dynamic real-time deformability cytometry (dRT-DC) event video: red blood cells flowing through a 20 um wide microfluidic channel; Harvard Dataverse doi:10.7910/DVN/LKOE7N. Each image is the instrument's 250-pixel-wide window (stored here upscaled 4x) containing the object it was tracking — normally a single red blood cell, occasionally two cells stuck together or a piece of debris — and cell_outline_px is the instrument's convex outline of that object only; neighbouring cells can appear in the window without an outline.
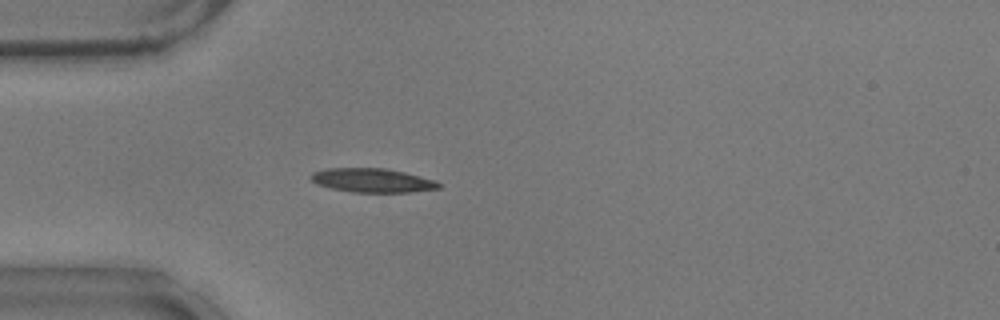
{"species": "common noctule bat (a hibernating species)", "species_latin": "Nyctalus noctula", "temperature_condition": "warm", "stored_images_in_passage": 39, "camera_frame_rate_fps": 3000, "um_per_image_px": 0.085, "animal": {"sex": "male", "body_mass_g": 17.9}, "frame": {"image": 1, "passage_image": 1, "time_ms": 0.0, "image_size_px": [1000, 320], "cell_outline_px": [[440, 188], [408, 192], [352, 192], [332, 188], [316, 184], [308, 176], [312, 172], [328, 168], [388, 168], [436, 180], [440, 184]], "centroid_in_image_um": [31.63, 15.32], "position_along_channel_um": 53.4, "area_um2": 17.86}}
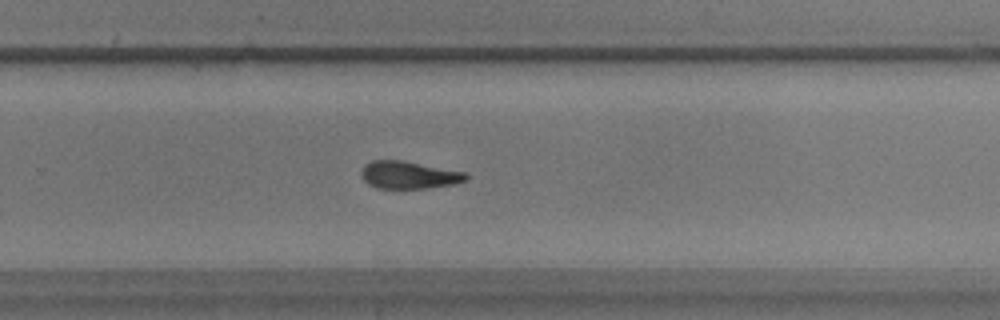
{"frame": {"image": 2, "passage_image": 21, "time_ms": 6.667, "image_size_px": [1000, 320], "cell_outline_px": [[468, 180], [452, 184], [424, 188], [376, 188], [368, 184], [360, 176], [360, 172], [364, 164], [372, 160], [400, 160], [468, 172]], "centroid_in_image_um": [34.73, 14.86], "position_along_channel_um": 295.1, "area_um2": 16.88}}
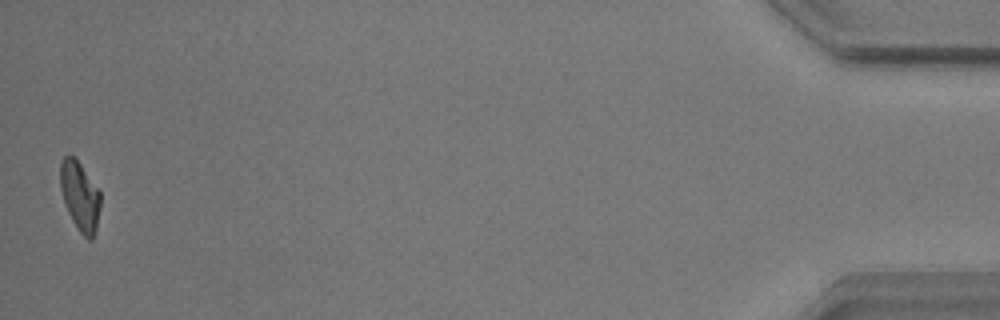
{"frame": {"image": 3, "passage_image": 39, "time_ms": 12.667, "image_size_px": [1000, 320], "cell_outline_px": [[100, 208], [96, 228], [92, 240], [88, 240], [80, 232], [72, 220], [68, 212], [60, 188], [60, 164], [64, 156], [72, 156], [80, 164], [100, 192]], "centroid_in_image_um": [6.79, 16.69], "position_along_channel_um": 428.4, "area_um2": 15.9}, "authors_computed_cell_mechanics": {"area_um2": 17.2822, "velocity_mm_per_s": 3.7404, "shape_relaxation_time_tau1_ms": null, "shape_relaxation_time_tau2_ms": 6.164, "deformation_change_tau1": null, "deformation_change_tau2": 0.1526}}